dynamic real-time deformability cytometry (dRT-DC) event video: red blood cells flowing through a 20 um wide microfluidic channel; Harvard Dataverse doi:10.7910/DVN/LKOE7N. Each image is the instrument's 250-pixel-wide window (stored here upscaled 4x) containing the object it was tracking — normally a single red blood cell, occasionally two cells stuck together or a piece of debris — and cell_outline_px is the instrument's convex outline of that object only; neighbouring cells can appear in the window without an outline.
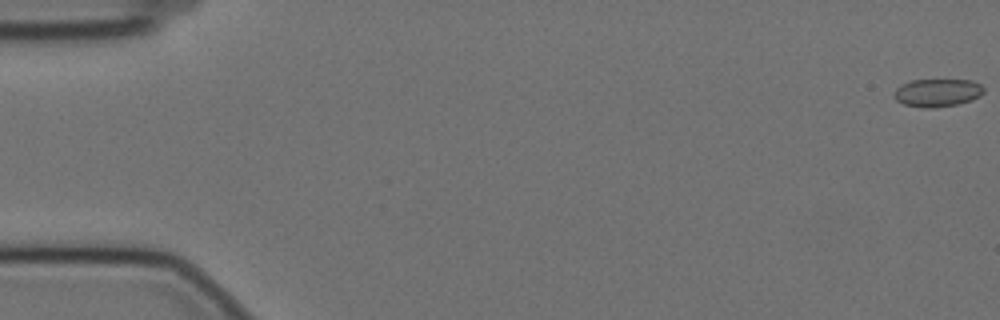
{"species": "Egyptian fruit bat (a non-hibernating species)", "species_latin": "Rousettus aegyptiacus", "temperature_condition": "cold", "stored_images_in_passage": 19, "camera_frame_rate_fps": 3000, "um_per_image_px": 0.085, "animal": {"sex": "female"}, "frame": {"image": 1, "passage_image": 1, "time_ms": 0.0, "image_size_px": [1000, 320], "cell_outline_px": [[984, 92], [980, 96], [972, 100], [956, 104], [932, 108], [924, 108], [904, 104], [896, 100], [892, 96], [892, 92], [900, 84], [912, 80], [972, 80], [980, 84], [984, 88]], "centroid_in_image_um": [79.65, 7.88], "position_along_channel_um": 5.4, "area_um2": 14.74}}
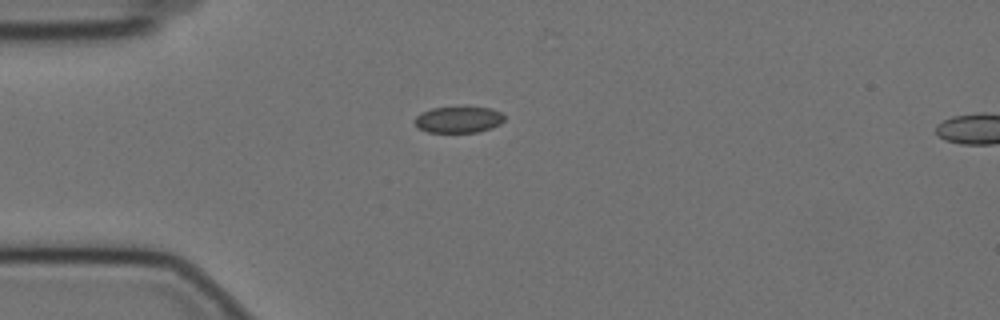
{"frame": {"image": 2, "passage_image": 16, "time_ms": 5.0, "image_size_px": [1000, 320], "cell_outline_px": [[504, 120], [500, 124], [476, 132], [428, 132], [420, 128], [412, 120], [420, 112], [432, 108], [492, 108], [500, 112], [504, 116]], "centroid_in_image_um": [38.94, 10.17], "position_along_channel_um": 46.1, "area_um2": 13.47}}